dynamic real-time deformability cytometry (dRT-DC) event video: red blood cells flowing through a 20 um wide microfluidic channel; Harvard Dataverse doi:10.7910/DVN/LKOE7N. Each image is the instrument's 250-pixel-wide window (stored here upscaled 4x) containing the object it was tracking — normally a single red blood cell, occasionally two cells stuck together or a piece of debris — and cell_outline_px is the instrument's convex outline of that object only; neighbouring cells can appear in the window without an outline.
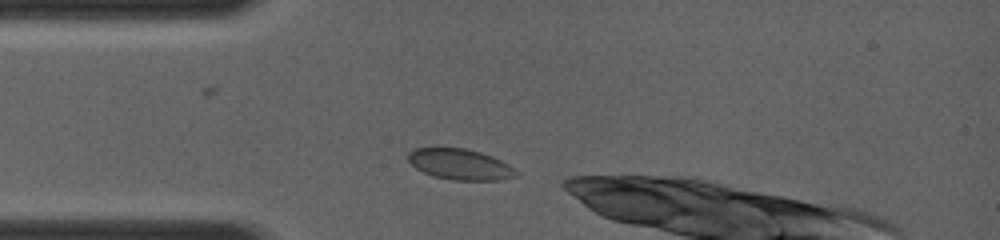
{"species": "common noctule bat (a hibernating species)", "species_latin": "Nyctalus noctula", "temperature_condition": "room temperature", "stored_images_in_passage": 24, "camera_frame_rate_fps": 4000, "um_per_image_px": 0.085, "animal": {"sex": "female", "body_mass_g": 19.0, "forearm_length_mm": 56.7}, "frame": {"image": 1, "passage_image": 1, "time_ms": 0.0, "image_size_px": [1000, 240], "cell_outline_px": [[520, 172], [516, 176], [496, 180], [452, 180], [432, 176], [416, 168], [408, 160], [408, 152], [416, 148], [464, 148], [480, 152], [492, 156], [508, 164]], "centroid_in_image_um": [39.11, 13.97], "position_along_channel_um": 45.9, "area_um2": 19.31}}
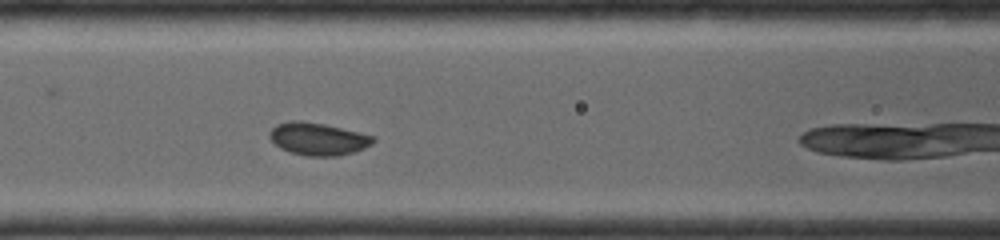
{"frame": {"image": 2, "passage_image": 8, "time_ms": 2.25, "image_size_px": [1000, 240], "cell_outline_px": [[376, 140], [372, 144], [364, 148], [352, 152], [336, 156], [308, 156], [292, 152], [280, 148], [268, 136], [268, 132], [276, 124], [288, 120], [300, 120], [324, 124], [376, 136]], "centroid_in_image_um": [27.02, 11.79], "position_along_channel_um": 139.6, "area_um2": 19.65}}
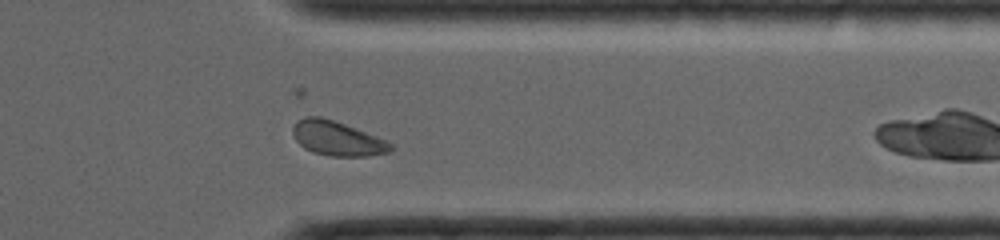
{"frame": {"image": 3, "passage_image": 20, "time_ms": 7.5, "image_size_px": [1000, 240], "cell_outline_px": [[392, 152], [368, 156], [328, 156], [312, 152], [304, 148], [296, 140], [292, 132], [292, 128], [296, 120], [304, 116], [320, 116], [344, 124], [388, 140], [392, 144]], "centroid_in_image_um": [28.66, 11.77], "position_along_channel_um": 382.7, "area_um2": 19.83}}